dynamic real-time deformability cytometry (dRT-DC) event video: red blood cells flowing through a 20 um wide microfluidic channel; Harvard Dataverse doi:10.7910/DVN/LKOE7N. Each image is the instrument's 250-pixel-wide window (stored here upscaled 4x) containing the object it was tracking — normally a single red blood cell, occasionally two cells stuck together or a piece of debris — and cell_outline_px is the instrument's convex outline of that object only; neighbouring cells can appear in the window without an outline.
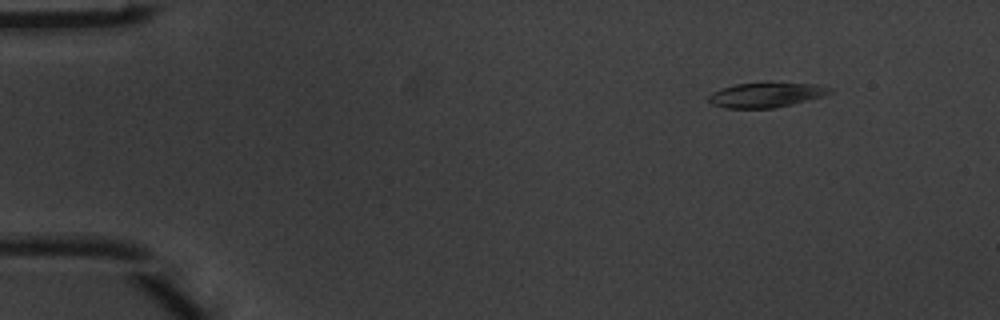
{"species": "common noctule bat (a hibernating species)", "species_latin": "Nyctalus noctula", "temperature_condition": "warm", "stored_images_in_passage": 6, "camera_frame_rate_fps": 3000, "um_per_image_px": 0.085, "animal": {"sex": "male", "body_mass_g": 20.1, "forearm_length_mm": 53.5}, "frame": {"image": 1, "passage_image": 1, "time_ms": 0.0, "image_size_px": [1000, 320], "cell_outline_px": [[832, 92], [824, 96], [792, 104], [772, 108], [724, 108], [712, 104], [708, 100], [708, 96], [712, 92], [720, 88], [736, 84], [764, 80], [816, 84], [832, 88]], "centroid_in_image_um": [65.12, 8.02], "position_along_channel_um": 19.9, "area_um2": 18.26}}
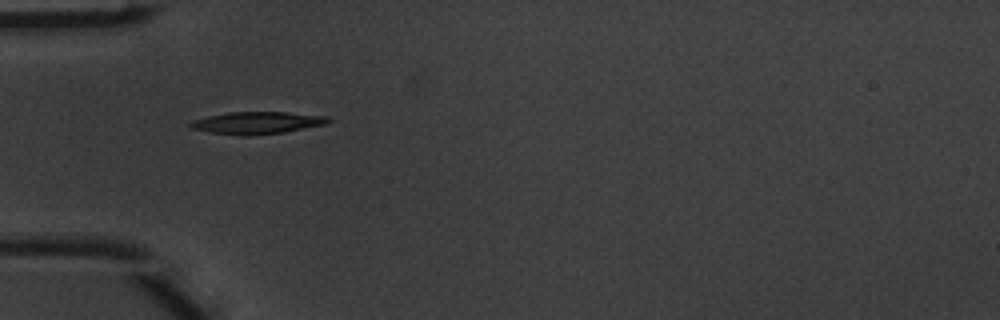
{"frame": {"image": 2, "passage_image": 4, "time_ms": 1.0, "image_size_px": [1000, 320], "cell_outline_px": [[332, 120], [324, 124], [284, 132], [252, 136], [244, 136], [208, 132], [192, 128], [188, 124], [196, 120], [208, 116], [228, 112], [284, 112], [328, 116]], "centroid_in_image_um": [21.86, 10.44], "position_along_channel_um": 63.1, "area_um2": 17.69}}
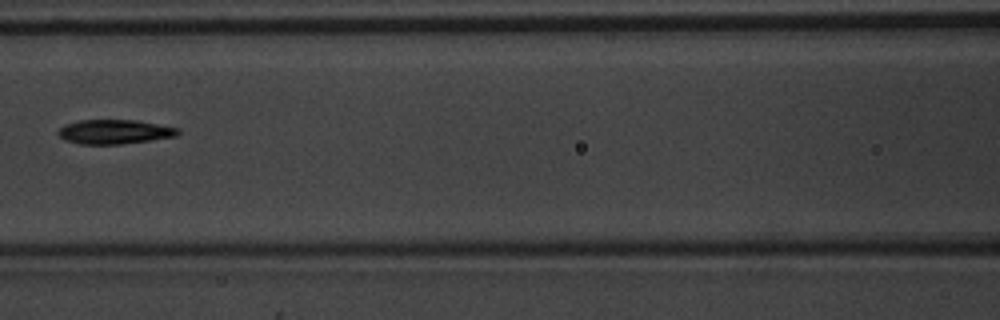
{"frame": {"image": 3, "passage_image": 6, "time_ms": 1.667, "image_size_px": [1000, 320], "cell_outline_px": [[180, 132], [176, 136], [120, 144], [80, 144], [64, 140], [56, 132], [64, 124], [80, 120], [136, 120], [180, 128]], "centroid_in_image_um": [9.71, 11.19], "position_along_channel_um": 156.9, "area_um2": 16.94}}